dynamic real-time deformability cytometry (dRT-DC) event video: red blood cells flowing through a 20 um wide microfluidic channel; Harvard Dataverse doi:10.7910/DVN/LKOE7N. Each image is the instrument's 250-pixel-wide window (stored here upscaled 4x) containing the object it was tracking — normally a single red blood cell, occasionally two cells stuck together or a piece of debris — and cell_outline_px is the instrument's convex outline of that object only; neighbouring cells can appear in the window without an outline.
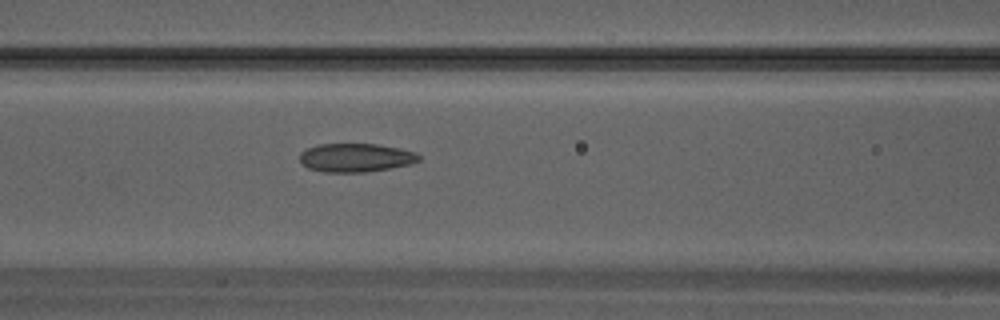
{"species": "Egyptian fruit bat (a non-hibernating species)", "species_latin": "Rousettus aegyptiacus", "temperature_condition": "warm", "stored_images_in_passage": 12, "camera_frame_rate_fps": 3000, "um_per_image_px": 0.085, "animal": {"sex": "male"}, "frame": {"image": 1, "passage_image": 4, "time_ms": 1.0, "image_size_px": [1000, 320], "cell_outline_px": [[420, 160], [408, 164], [388, 168], [364, 172], [324, 172], [308, 168], [300, 160], [300, 152], [316, 144], [376, 144], [400, 148], [416, 152], [420, 156]], "centroid_in_image_um": [30.22, 13.39], "position_along_channel_um": 136.4, "area_um2": 19.71}}
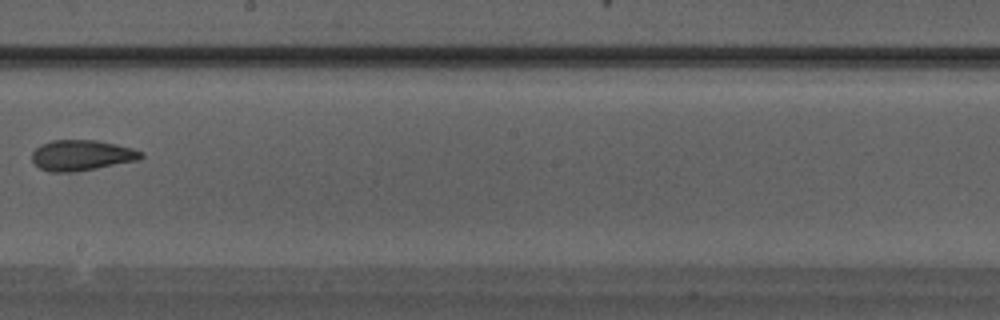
{"frame": {"image": 2, "passage_image": 9, "time_ms": 2.667, "image_size_px": [1000, 320], "cell_outline_px": [[144, 156], [136, 160], [76, 172], [48, 172], [40, 168], [32, 160], [32, 152], [40, 144], [52, 140], [96, 140], [116, 144], [132, 148], [144, 152]], "centroid_in_image_um": [6.92, 13.19], "position_along_channel_um": 241.3, "area_um2": 19.42}}
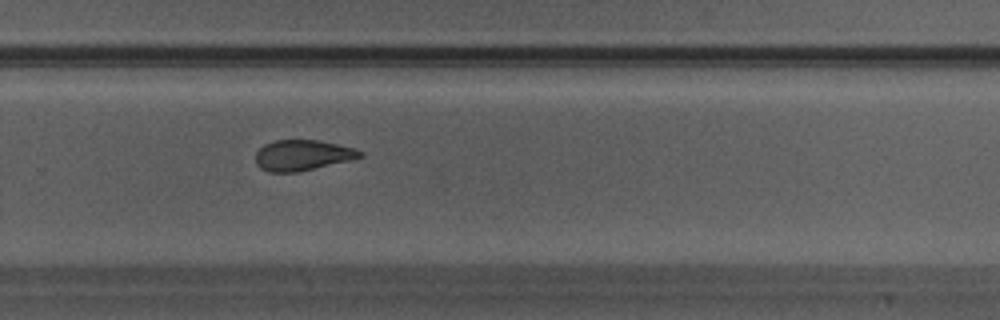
{"frame": {"image": 3, "passage_image": 12, "time_ms": 3.667, "image_size_px": [1000, 320], "cell_outline_px": [[364, 156], [348, 160], [296, 172], [268, 172], [260, 168], [256, 164], [256, 152], [264, 144], [276, 140], [316, 140], [356, 148], [364, 152]], "centroid_in_image_um": [25.69, 13.19], "position_along_channel_um": 304.1, "area_um2": 18.44}}